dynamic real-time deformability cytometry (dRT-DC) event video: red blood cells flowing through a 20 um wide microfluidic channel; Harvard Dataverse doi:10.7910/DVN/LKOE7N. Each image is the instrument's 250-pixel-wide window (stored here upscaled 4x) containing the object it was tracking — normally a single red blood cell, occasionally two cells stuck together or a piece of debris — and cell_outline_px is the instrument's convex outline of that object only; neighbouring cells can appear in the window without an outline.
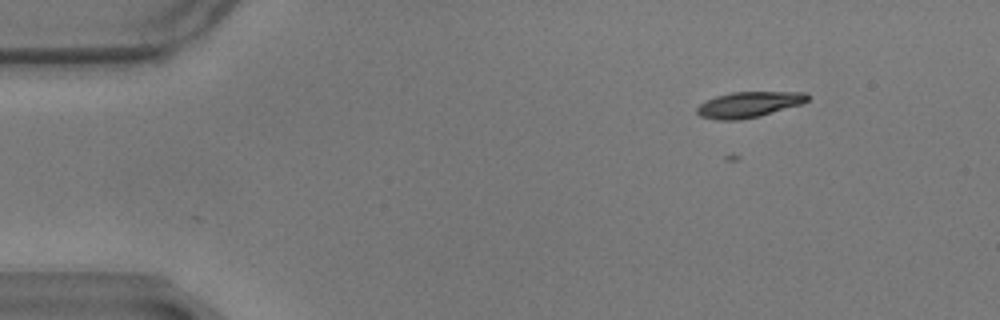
{"species": "common noctule bat (a hibernating species)", "species_latin": "Nyctalus noctula", "temperature_condition": "warm", "stored_images_in_passage": 40, "camera_frame_rate_fps": 3000, "um_per_image_px": 0.085, "animal": {"sex": "male", "body_mass_g": 17.9}, "frame": {"image": 1, "passage_image": 1, "time_ms": 0.0, "image_size_px": [1000, 320], "cell_outline_px": [[812, 96], [808, 100], [800, 104], [760, 116], [736, 120], [716, 120], [700, 116], [696, 112], [696, 108], [700, 104], [716, 96], [732, 92], [804, 92]], "centroid_in_image_um": [63.65, 8.88], "position_along_channel_um": 21.3, "area_um2": 16.47}}
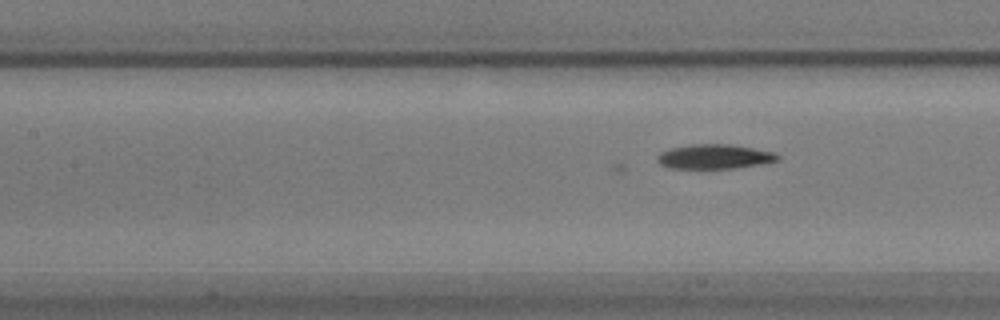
{"frame": {"image": 2, "passage_image": 19, "time_ms": 6.0, "image_size_px": [1000, 320], "cell_outline_px": [[780, 160], [760, 164], [736, 168], [668, 168], [660, 164], [656, 160], [656, 156], [660, 152], [672, 148], [692, 144], [728, 144], [776, 152], [780, 156]], "centroid_in_image_um": [60.73, 13.31], "position_along_channel_um": 146.7, "area_um2": 17.22}}
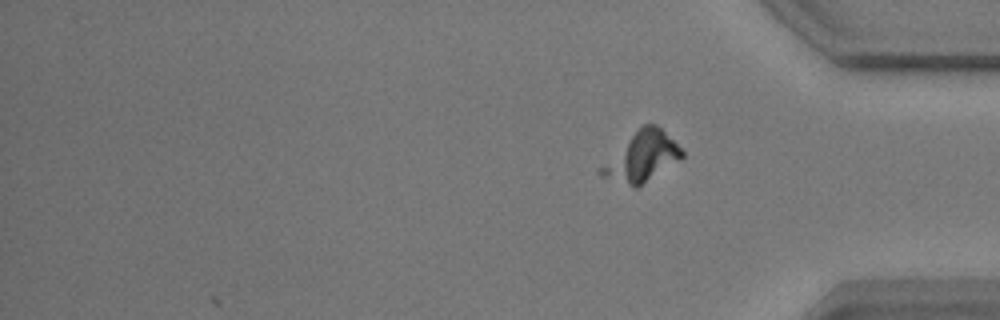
{"frame": {"image": 3, "passage_image": 40, "time_ms": 13.0, "image_size_px": [1000, 320], "cell_outline_px": [[684, 156], [680, 160], [636, 188], [600, 176], [596, 172], [644, 124], [656, 124], [684, 152]], "centroid_in_image_um": [54.58, 13.37], "position_along_channel_um": 380.6, "area_um2": 22.25}}